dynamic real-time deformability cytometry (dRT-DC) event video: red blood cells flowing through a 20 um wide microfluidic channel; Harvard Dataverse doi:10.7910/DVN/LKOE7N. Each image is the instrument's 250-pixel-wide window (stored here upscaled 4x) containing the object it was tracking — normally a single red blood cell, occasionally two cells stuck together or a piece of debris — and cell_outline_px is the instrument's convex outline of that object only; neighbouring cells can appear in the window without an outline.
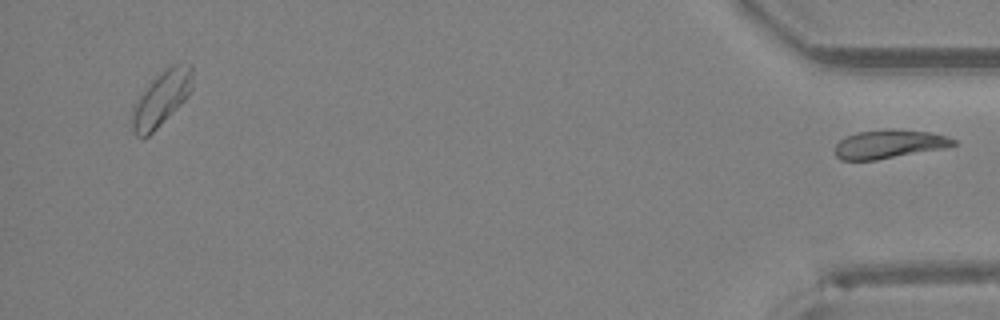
{"species": "Egyptian fruit bat (a non-hibernating species)", "species_latin": "Rousettus aegyptiacus", "temperature_condition": "room temperature", "stored_images_in_passage": 32, "segment_of_instrument_passage": [2, 2], "camera_frame_rate_fps": 3000, "um_per_image_px": 0.085, "animal": {"sex": "female"}, "frame": {"image": 1, "passage_image": 32, "time_ms": 10.333, "image_size_px": [1000, 320], "cell_outline_px": [[956, 144], [944, 148], [876, 160], [840, 160], [836, 156], [836, 144], [840, 140], [856, 132], [928, 132], [948, 136], [956, 140]], "centroid_in_image_um": [75.57, 12.3], "position_along_channel_um": 359.6, "area_um2": 18.67}}